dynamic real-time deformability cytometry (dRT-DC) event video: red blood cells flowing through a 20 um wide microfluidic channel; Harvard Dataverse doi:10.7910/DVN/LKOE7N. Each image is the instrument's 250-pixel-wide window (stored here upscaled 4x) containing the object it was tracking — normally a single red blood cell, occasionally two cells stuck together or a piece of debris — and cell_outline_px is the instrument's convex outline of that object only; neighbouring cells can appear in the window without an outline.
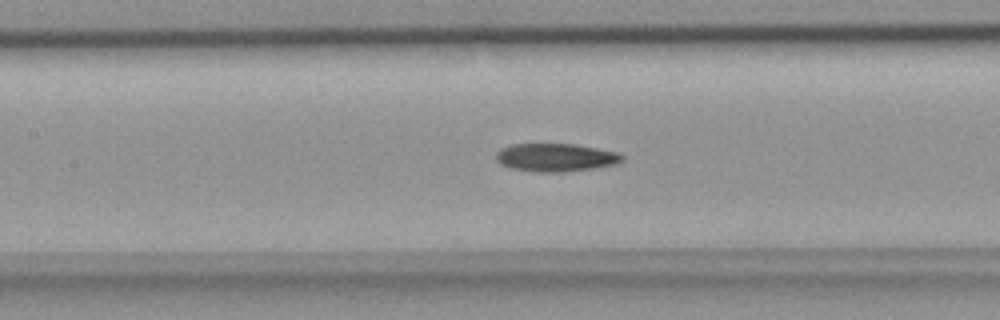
{"species": "common noctule bat (a hibernating species)", "species_latin": "Nyctalus noctula", "temperature_condition": "room temperature", "stored_images_in_passage": 37, "camera_frame_rate_fps": 3000, "um_per_image_px": 0.085, "animal": {"sex": "female", "body_mass_g": 18.4}, "frame": {"image": 1, "passage_image": 17, "time_ms": 5.333, "image_size_px": [1000, 320], "cell_outline_px": [[624, 160], [616, 164], [592, 168], [564, 172], [536, 172], [512, 168], [500, 164], [496, 160], [496, 152], [500, 148], [512, 144], [576, 144], [620, 152], [624, 156]], "centroid_in_image_um": [47.25, 13.38], "position_along_channel_um": 160.2, "area_um2": 20.81}}
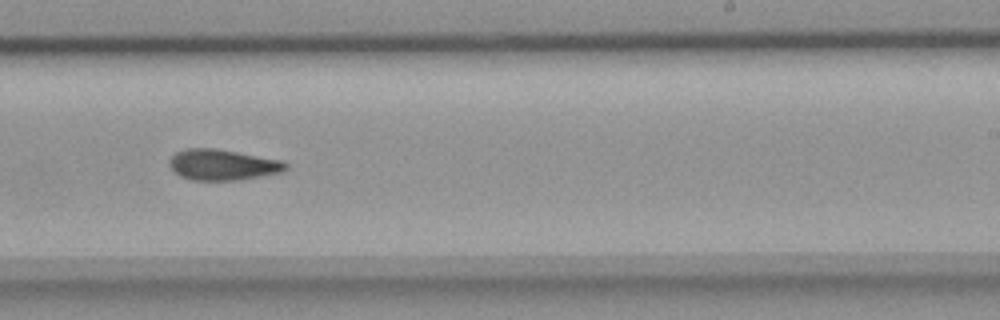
{"frame": {"image": 2, "passage_image": 25, "time_ms": 8.0, "image_size_px": [1000, 320], "cell_outline_px": [[288, 168], [280, 172], [260, 176], [236, 180], [192, 180], [180, 176], [168, 164], [168, 160], [176, 152], [184, 148], [216, 148], [284, 160], [288, 164]], "centroid_in_image_um": [18.92, 13.99], "position_along_channel_um": 270.1, "area_um2": 20.98}}
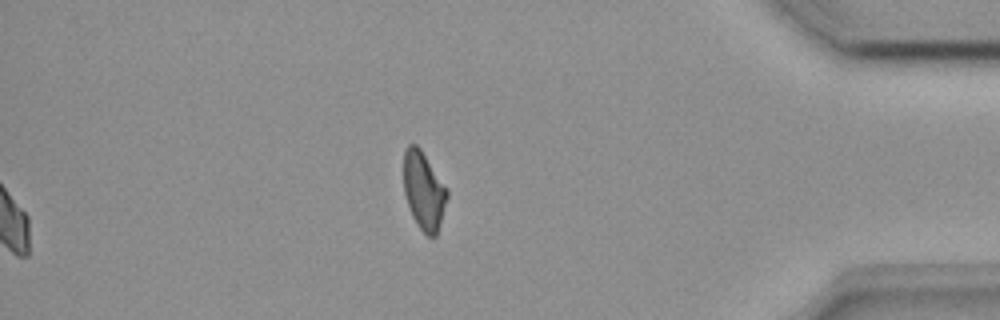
{"frame": {"image": 3, "passage_image": 37, "time_ms": 12.0, "image_size_px": [1000, 320], "cell_outline_px": [[448, 196], [436, 236], [428, 236], [420, 228], [412, 216], [404, 192], [404, 152], [408, 144], [416, 144], [420, 148], [448, 188]], "centroid_in_image_um": [36.03, 16.18], "position_along_channel_um": 399.2, "area_um2": 19.59}}